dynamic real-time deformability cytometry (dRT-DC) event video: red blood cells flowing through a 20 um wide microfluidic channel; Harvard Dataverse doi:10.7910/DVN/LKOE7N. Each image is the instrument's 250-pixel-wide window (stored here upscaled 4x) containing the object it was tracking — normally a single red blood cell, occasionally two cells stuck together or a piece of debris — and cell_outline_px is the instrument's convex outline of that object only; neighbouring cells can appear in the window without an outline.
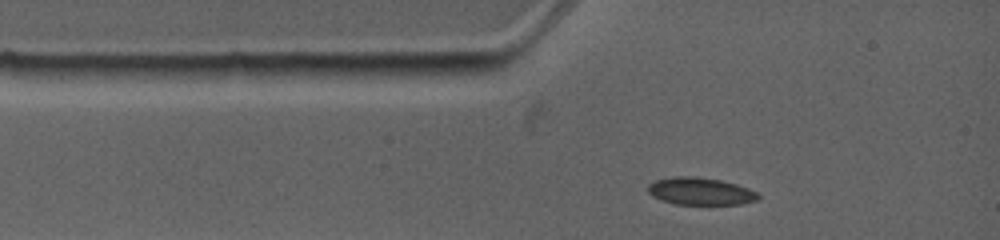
{"species": "common noctule bat (a hibernating species)", "species_latin": "Nyctalus noctula", "temperature_condition": "warm", "stored_images_in_passage": 1, "camera_frame_rate_fps": 4500, "um_per_image_px": 0.085, "animal": {"sex": "female", "body_mass_g": 19.0, "forearm_length_mm": 53.3}, "frame": {"image": 1, "passage_image": 1, "time_ms": 0.0, "image_size_px": [1000, 240], "cell_outline_px": [[760, 196], [756, 200], [740, 204], [676, 204], [660, 200], [652, 196], [648, 192], [648, 184], [656, 180], [676, 176], [692, 176], [720, 180], [736, 184], [748, 188], [756, 192]], "centroid_in_image_um": [59.5, 16.26], "position_along_channel_um": 25.5, "area_um2": 17.46}}